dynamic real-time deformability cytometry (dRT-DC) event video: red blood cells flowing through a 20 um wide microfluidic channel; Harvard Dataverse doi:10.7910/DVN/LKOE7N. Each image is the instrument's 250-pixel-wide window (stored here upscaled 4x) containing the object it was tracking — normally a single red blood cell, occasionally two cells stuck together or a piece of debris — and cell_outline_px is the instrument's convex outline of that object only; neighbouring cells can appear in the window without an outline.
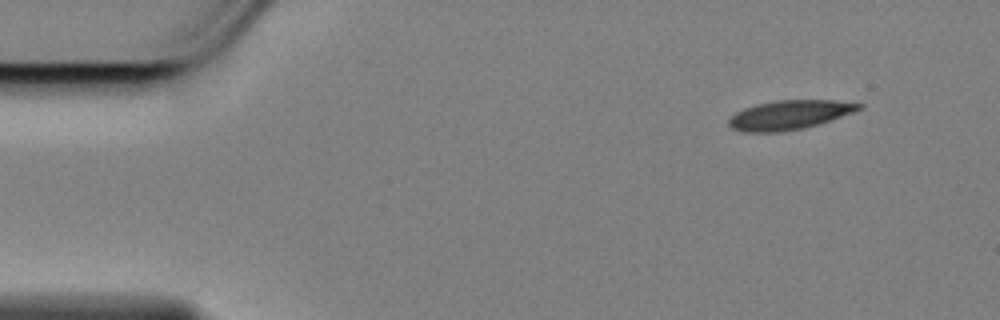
{"species": "Egyptian fruit bat (a non-hibernating species)", "species_latin": "Rousettus aegyptiacus", "temperature_condition": "cold", "stored_images_in_passage": 53, "camera_frame_rate_fps": 3000, "um_per_image_px": 0.085, "animal": {"sex": "female"}, "frame": {"image": 1, "passage_image": 1, "time_ms": 0.0, "image_size_px": [1000, 320], "cell_outline_px": [[864, 108], [804, 128], [780, 132], [744, 132], [732, 128], [728, 124], [728, 120], [736, 112], [744, 108], [756, 104], [776, 100], [832, 100], [864, 104]], "centroid_in_image_um": [67.07, 9.76], "position_along_channel_um": 17.9, "area_um2": 21.91}}
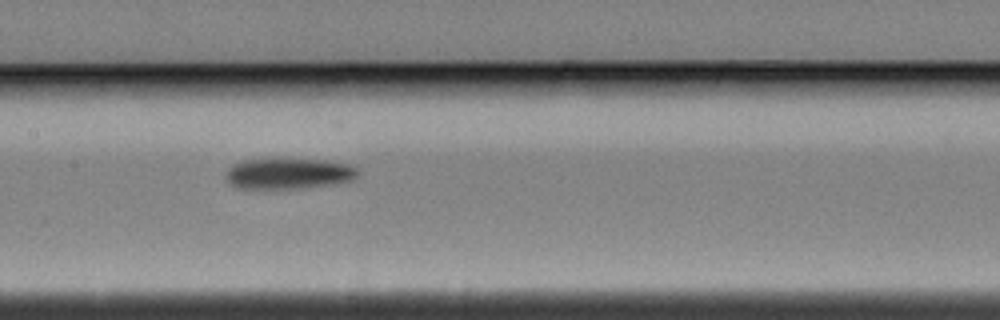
{"frame": {"image": 2, "passage_image": 23, "time_ms": 7.333, "image_size_px": [1000, 320], "cell_outline_px": [[360, 172], [352, 180], [332, 184], [300, 188], [236, 188], [228, 184], [224, 176], [228, 168], [232, 164], [244, 160], [272, 156], [324, 160], [348, 164], [356, 168]], "centroid_in_image_um": [24.45, 14.71], "position_along_channel_um": 183.0, "area_um2": 24.62}}
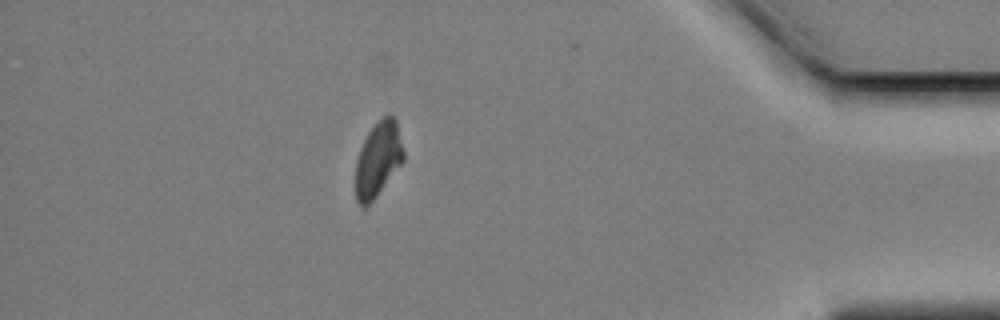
{"frame": {"image": 3, "passage_image": 46, "time_ms": 15.0, "image_size_px": [1000, 320], "cell_outline_px": [[404, 160], [376, 196], [364, 208], [360, 208], [356, 200], [356, 160], [360, 148], [368, 132], [388, 112], [396, 120], [404, 152]], "centroid_in_image_um": [32.13, 13.55], "position_along_channel_um": 403.1, "area_um2": 20.69}, "authors_computed_cell_mechanics": {"area_um2": 23.5824, "velocity_mm_per_s": 3.4383, "shape_relaxation_time_tau1_ms": 5.5337, "shape_relaxation_time_tau2_ms": null, "deformation_change_tau1": 0.1314, "deformation_change_tau2": null}}